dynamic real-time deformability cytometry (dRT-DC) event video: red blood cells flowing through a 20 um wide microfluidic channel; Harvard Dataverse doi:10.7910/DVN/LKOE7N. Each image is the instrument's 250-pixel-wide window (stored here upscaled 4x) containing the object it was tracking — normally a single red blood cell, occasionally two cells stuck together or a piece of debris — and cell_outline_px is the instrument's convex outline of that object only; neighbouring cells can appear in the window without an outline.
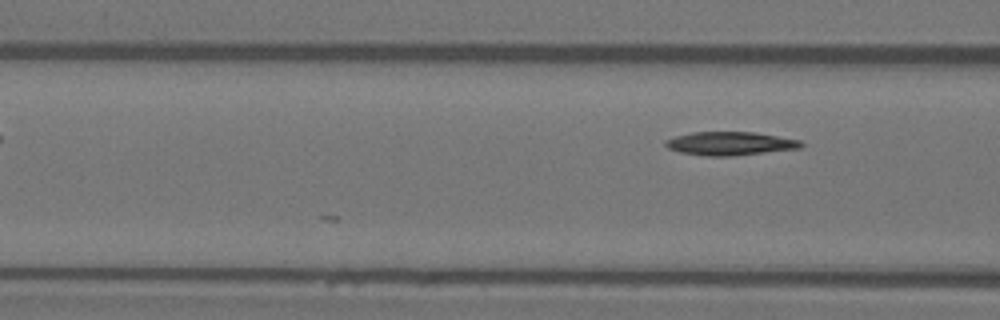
{"species": "Egyptian fruit bat (a non-hibernating species)", "species_latin": "Rousettus aegyptiacus", "temperature_condition": "warm", "stored_images_in_passage": 4, "camera_frame_rate_fps": 3000, "um_per_image_px": 0.085, "animal": {"sex": "female"}, "frame": {"image": 1, "passage_image": 4, "time_ms": 4.0, "image_size_px": [1000, 320], "cell_outline_px": [[804, 144], [800, 148], [732, 156], [708, 156], [680, 152], [668, 148], [664, 144], [664, 140], [676, 136], [692, 132], [756, 132], [800, 140]], "centroid_in_image_um": [62.05, 12.19], "position_along_channel_um": 104.6, "area_um2": 18.5}}